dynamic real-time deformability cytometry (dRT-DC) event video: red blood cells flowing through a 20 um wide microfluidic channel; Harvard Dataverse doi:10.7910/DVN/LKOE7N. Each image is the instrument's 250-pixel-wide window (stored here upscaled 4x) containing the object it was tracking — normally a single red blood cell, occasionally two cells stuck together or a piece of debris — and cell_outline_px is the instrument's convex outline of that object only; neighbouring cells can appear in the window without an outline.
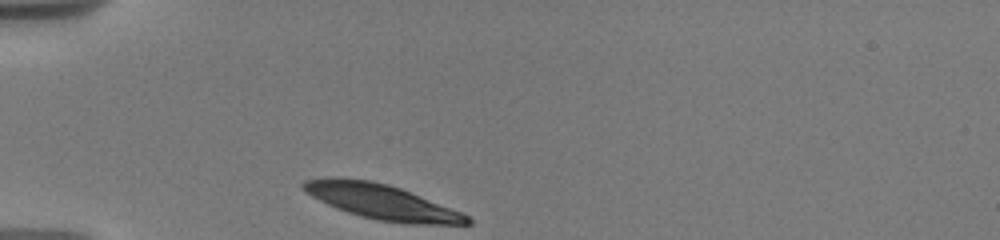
{"species": "human", "species_latin": "Homo sapiens", "temperature_condition": "warm", "stored_images_in_passage": 10, "camera_frame_rate_fps": 3000, "um_per_image_px": 0.085, "donor": {"sex": "male"}, "frame": {"image": 1, "passage_image": 1, "time_ms": 0.0, "image_size_px": [1000, 240], "cell_outline_px": [[472, 224], [404, 224], [380, 220], [360, 216], [336, 208], [312, 196], [300, 188], [300, 184], [304, 180], [324, 176], [344, 176], [372, 180], [388, 184], [400, 188], [460, 212], [468, 216], [472, 220]], "centroid_in_image_um": [32.35, 17.12], "position_along_channel_um": 52.7, "area_um2": 33.52}}
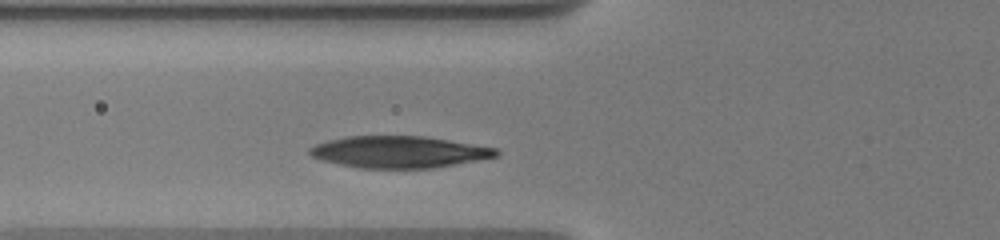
{"frame": {"image": 2, "passage_image": 8, "time_ms": 1.667, "image_size_px": [1000, 240], "cell_outline_px": [[500, 156], [432, 168], [360, 168], [320, 160], [312, 156], [308, 152], [308, 148], [316, 144], [328, 140], [348, 136], [424, 136], [496, 148], [500, 152]], "centroid_in_image_um": [33.9, 12.91], "position_along_channel_um": 91.9, "area_um2": 34.39}}